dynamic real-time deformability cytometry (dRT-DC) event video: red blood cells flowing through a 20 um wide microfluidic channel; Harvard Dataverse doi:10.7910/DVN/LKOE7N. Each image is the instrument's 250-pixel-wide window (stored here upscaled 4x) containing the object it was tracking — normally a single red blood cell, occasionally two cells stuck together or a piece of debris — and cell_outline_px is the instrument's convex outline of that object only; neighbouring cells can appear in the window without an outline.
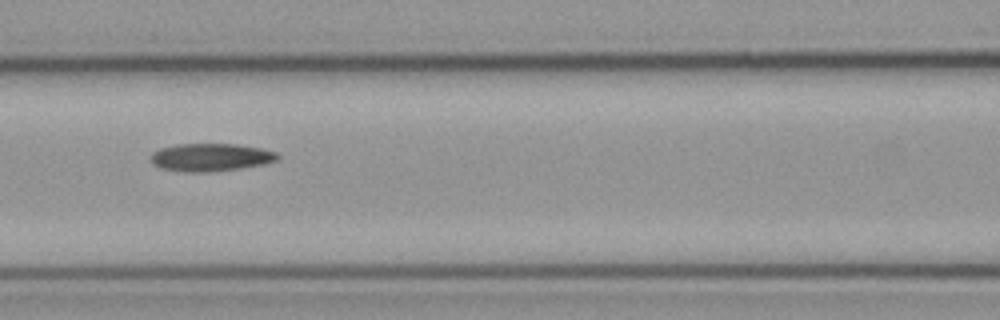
{"species": "common noctule bat (a hibernating species)", "species_latin": "Nyctalus noctula", "temperature_condition": "cold", "stored_images_in_passage": 10, "camera_frame_rate_fps": 3000, "um_per_image_px": 0.085, "animal": {"sex": "male", "body_mass_g": 23.1, "forearm_length_mm": 52.7}, "frame": {"image": 1, "passage_image": 6, "time_ms": 1.667, "image_size_px": [1000, 320], "cell_outline_px": [[280, 160], [264, 164], [240, 168], [208, 172], [188, 172], [160, 168], [152, 164], [152, 152], [160, 148], [176, 144], [236, 144], [264, 148], [276, 152], [280, 156]], "centroid_in_image_um": [17.95, 13.36], "position_along_channel_um": 148.7, "area_um2": 20.69}}
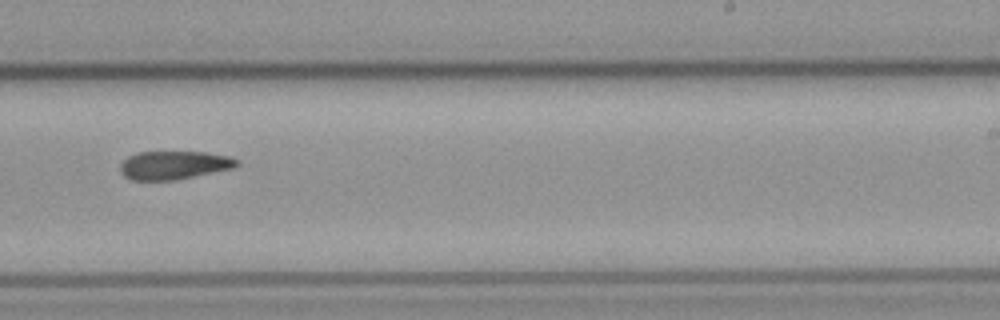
{"frame": {"image": 2, "passage_image": 9, "time_ms": 2.667, "image_size_px": [1000, 320], "cell_outline_px": [[240, 164], [232, 168], [176, 180], [132, 180], [124, 176], [120, 172], [120, 164], [128, 156], [136, 152], [204, 152], [228, 156], [240, 160]], "centroid_in_image_um": [14.77, 14.03], "position_along_channel_um": 274.2, "area_um2": 19.31}}
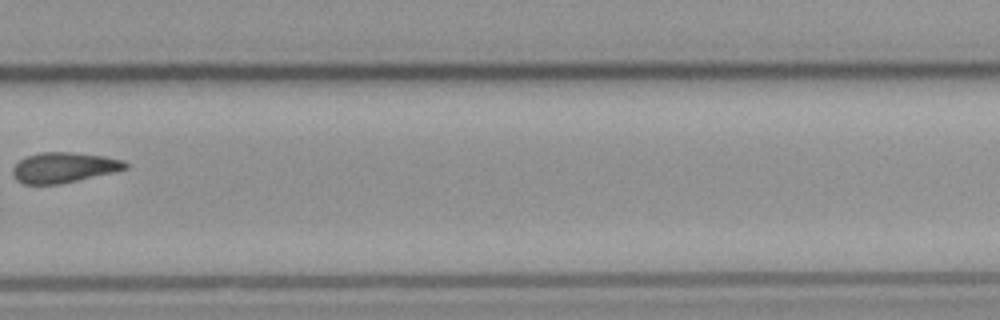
{"frame": {"image": 3, "passage_image": 10, "time_ms": 3.0, "image_size_px": [1000, 320], "cell_outline_px": [[128, 168], [112, 172], [60, 184], [24, 184], [16, 180], [12, 176], [12, 168], [24, 156], [40, 152], [72, 152], [104, 156], [124, 160], [128, 164]], "centroid_in_image_um": [5.39, 14.23], "position_along_channel_um": 324.4, "area_um2": 19.94}}